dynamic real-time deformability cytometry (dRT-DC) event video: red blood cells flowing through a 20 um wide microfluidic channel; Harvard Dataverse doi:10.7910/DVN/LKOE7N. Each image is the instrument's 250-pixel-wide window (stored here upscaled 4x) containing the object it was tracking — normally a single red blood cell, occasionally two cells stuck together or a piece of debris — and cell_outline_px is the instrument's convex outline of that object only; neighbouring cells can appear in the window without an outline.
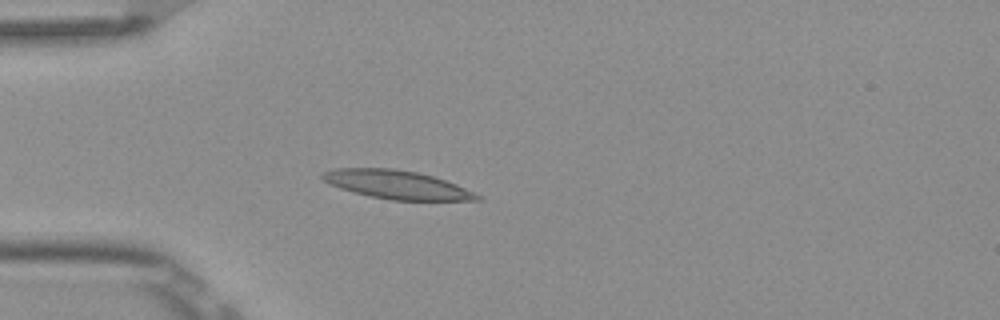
{"species": "Egyptian fruit bat (a non-hibernating species)", "species_latin": "Rousettus aegyptiacus", "temperature_condition": "room temperature", "stored_images_in_passage": 5, "camera_frame_rate_fps": 3000, "um_per_image_px": 0.085, "frame": {"image": 1, "passage_image": 4, "time_ms": 1.0, "image_size_px": [1000, 320], "cell_outline_px": [[480, 200], [392, 200], [372, 196], [340, 188], [324, 180], [320, 176], [324, 172], [336, 168], [396, 168], [416, 172], [432, 176], [456, 184], [480, 196]], "centroid_in_image_um": [33.72, 15.68], "position_along_channel_um": 51.3, "area_um2": 25.14}}